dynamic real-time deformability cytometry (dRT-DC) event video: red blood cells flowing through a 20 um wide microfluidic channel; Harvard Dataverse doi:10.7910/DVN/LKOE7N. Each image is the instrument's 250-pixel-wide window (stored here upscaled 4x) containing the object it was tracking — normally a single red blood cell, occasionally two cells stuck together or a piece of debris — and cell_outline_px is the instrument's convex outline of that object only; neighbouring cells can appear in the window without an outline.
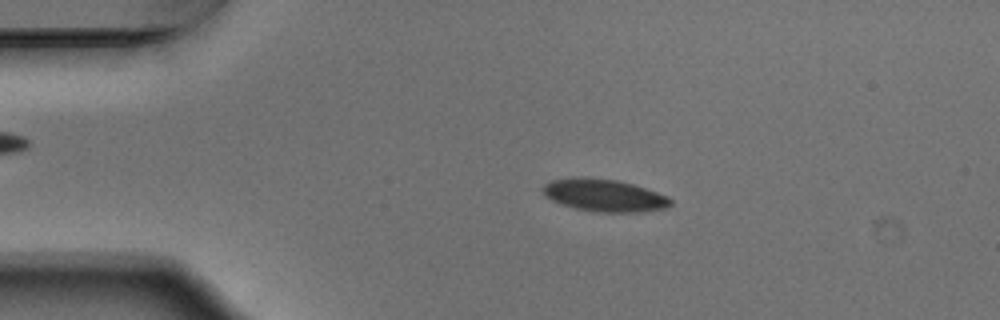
{"species": "Egyptian fruit bat (a non-hibernating species)", "species_latin": "Rousettus aegyptiacus", "temperature_condition": "warm", "stored_images_in_passage": 53, "camera_frame_rate_fps": 3000, "um_per_image_px": 0.085, "animal": {"sex": "male"}, "frame": {"image": 1, "passage_image": 10, "time_ms": 3.0, "image_size_px": [1000, 320], "cell_outline_px": [[672, 204], [664, 208], [640, 212], [596, 212], [576, 208], [560, 204], [544, 196], [540, 188], [544, 184], [552, 180], [572, 176], [584, 176], [616, 180], [632, 184], [668, 196], [672, 200]], "centroid_in_image_um": [51.29, 16.59], "position_along_channel_um": 33.7, "area_um2": 24.33}}
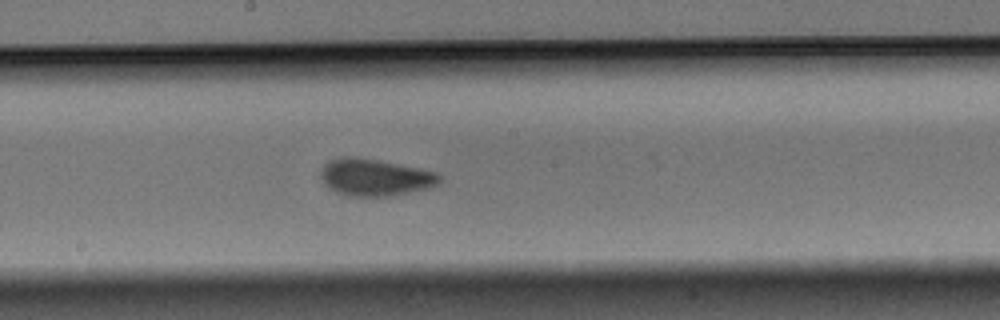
{"frame": {"image": 2, "passage_image": 28, "time_ms": 9.0, "image_size_px": [1000, 320], "cell_outline_px": [[440, 180], [436, 184], [428, 188], [388, 196], [348, 196], [336, 192], [328, 188], [324, 184], [320, 176], [320, 172], [324, 164], [328, 160], [340, 156], [376, 160], [420, 168], [436, 172], [440, 176]], "centroid_in_image_um": [31.81, 15.08], "position_along_channel_um": 216.4, "area_um2": 25.37}}
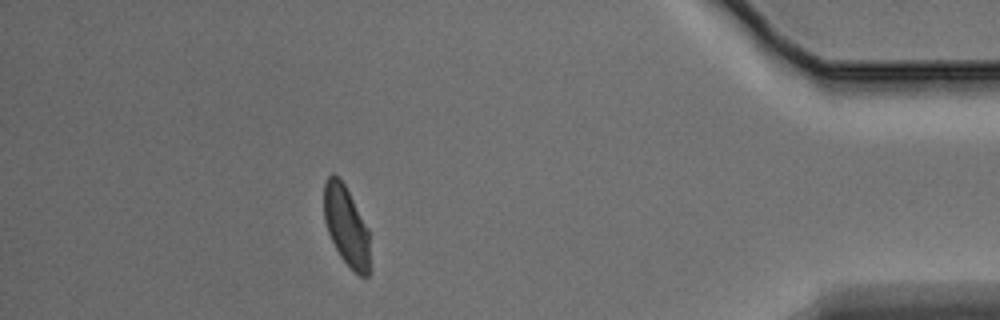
{"frame": {"image": 3, "passage_image": 47, "time_ms": 15.333, "image_size_px": [1000, 320], "cell_outline_px": [[368, 276], [360, 276], [340, 256], [328, 232], [324, 220], [324, 184], [328, 176], [332, 172], [344, 184], [368, 228]], "centroid_in_image_um": [29.4, 19.16], "position_along_channel_um": 405.8, "area_um2": 20.69}, "authors_computed_cell_mechanics": {"area_um2": 23.9292, "velocity_mm_per_s": 3.743, "shape_relaxation_time_tau1_ms": 4.399, "shape_relaxation_time_tau2_ms": 1.5078, "deformation_change_tau1": 0.1074, "deformation_change_tau2": 0.0374}}